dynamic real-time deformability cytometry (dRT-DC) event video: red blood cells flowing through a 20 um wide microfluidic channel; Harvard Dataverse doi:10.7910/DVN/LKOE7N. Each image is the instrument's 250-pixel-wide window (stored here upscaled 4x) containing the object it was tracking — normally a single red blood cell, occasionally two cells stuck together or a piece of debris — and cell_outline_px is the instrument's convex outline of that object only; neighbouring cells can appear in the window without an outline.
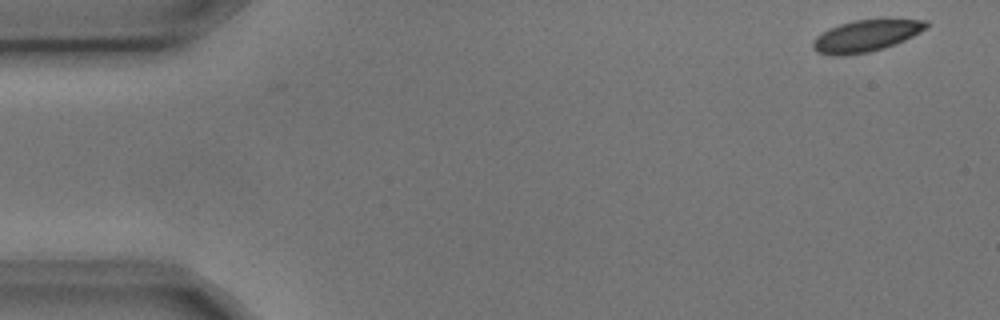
{"species": "common noctule bat (a hibernating species)", "species_latin": "Nyctalus noctula", "temperature_condition": "cold", "stored_images_in_passage": 4, "camera_frame_rate_fps": 3000, "um_per_image_px": 0.085, "animal": {"sex": "male", "body_mass_g": 17.9, "forearm_length_mm": 54.2}, "frame": {"image": 1, "passage_image": 1, "time_ms": 0.0, "image_size_px": [1000, 320], "cell_outline_px": [[928, 28], [904, 40], [884, 48], [868, 52], [844, 56], [832, 56], [816, 52], [812, 48], [812, 40], [816, 36], [828, 28], [840, 24], [856, 20], [928, 20]], "centroid_in_image_um": [73.55, 3.07], "position_along_channel_um": 11.5, "area_um2": 20.87}}